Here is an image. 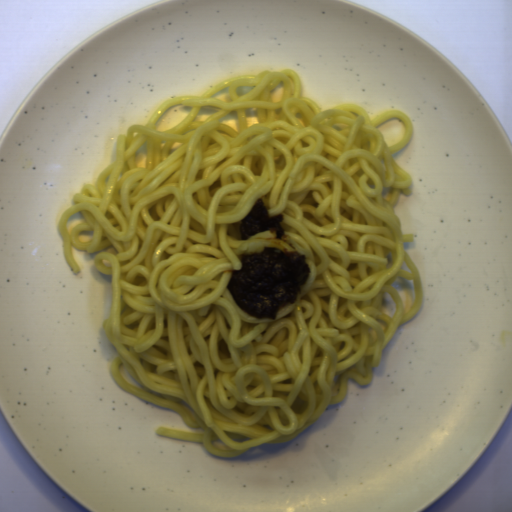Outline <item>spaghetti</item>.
I'll return each mask as SVG.
<instances>
[{
    "label": "spaghetti",
    "mask_w": 512,
    "mask_h": 512,
    "mask_svg": "<svg viewBox=\"0 0 512 512\" xmlns=\"http://www.w3.org/2000/svg\"><path fill=\"white\" fill-rule=\"evenodd\" d=\"M295 69L236 75L201 96L163 102L145 126L118 135L116 159L83 184L57 224L72 246L111 275L101 326L116 348L119 388L178 413L202 442L236 458L289 442L340 404L349 380L372 383L399 326L421 309L423 286L394 207L413 195L392 154L414 127L401 110L370 118L360 104L326 110L301 97ZM192 107L170 131L166 109ZM406 128L388 148L377 128ZM262 197L285 233L242 240L239 224ZM112 246L116 254L102 251ZM264 247L306 254L311 271L276 319L249 316L227 284L244 253Z\"/></svg>",
    "instance_id": "c7327b10"
}]
</instances>
